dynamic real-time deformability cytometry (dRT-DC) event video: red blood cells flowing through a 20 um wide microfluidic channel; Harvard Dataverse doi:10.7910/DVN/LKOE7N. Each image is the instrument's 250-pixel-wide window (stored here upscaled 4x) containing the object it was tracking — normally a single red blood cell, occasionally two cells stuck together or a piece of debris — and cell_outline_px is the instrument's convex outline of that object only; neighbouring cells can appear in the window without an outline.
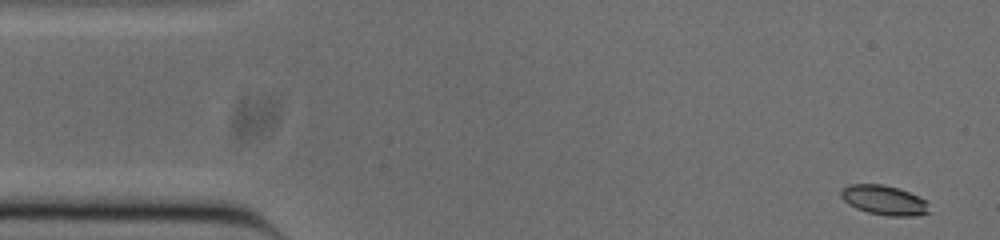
{"species": "common noctule bat (a hibernating species)", "species_latin": "Nyctalus noctula", "temperature_condition": "cold", "stored_images_in_passage": 51, "camera_frame_rate_fps": 3000, "um_per_image_px": 0.085, "animal": {"sex": "male", "body_mass_g": 20.0, "forearm_length_mm": 53.3}, "frame": {"image": 1, "passage_image": 1, "time_ms": 0.0, "image_size_px": [1000, 240], "cell_outline_px": [[932, 212], [916, 216], [888, 216], [868, 212], [856, 208], [848, 204], [840, 196], [840, 192], [848, 184], [880, 184], [900, 188], [920, 196], [928, 200]], "centroid_in_image_um": [75.23, 17.02], "position_along_channel_um": 9.8, "area_um2": 15.61}}
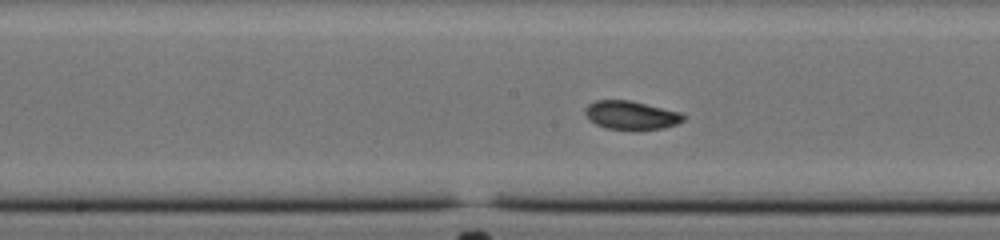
{"frame": {"image": 2, "passage_image": 24, "time_ms": 7.667, "image_size_px": [1000, 240], "cell_outline_px": [[684, 120], [676, 124], [664, 128], [636, 132], [632, 132], [604, 128], [596, 124], [584, 112], [584, 108], [588, 104], [596, 100], [628, 100], [680, 112], [684, 116]], "centroid_in_image_um": [53.63, 9.83], "position_along_channel_um": 194.6, "area_um2": 16.7}}
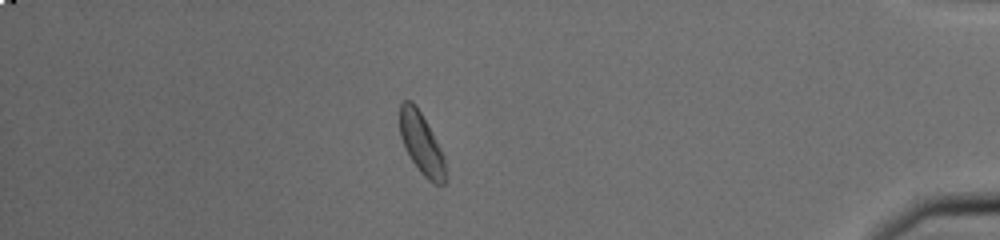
{"frame": {"image": 3, "passage_image": 44, "time_ms": 14.333, "image_size_px": [1000, 240], "cell_outline_px": [[444, 184], [432, 184], [420, 172], [404, 148], [400, 136], [400, 104], [404, 100], [412, 100], [416, 104], [432, 132], [444, 156]], "centroid_in_image_um": [35.79, 12.17], "position_along_channel_um": 399.4, "area_um2": 16.18}, "authors_computed_cell_mechanics": {"area_um2": 16.2996, "velocity_mm_per_s": 3.8206, "shape_relaxation_time_tau1_ms": 3.1832, "shape_relaxation_time_tau2_ms": 3.0423, "deformation_change_tau1": 0.0707, "deformation_change_tau2": 0.0711}}